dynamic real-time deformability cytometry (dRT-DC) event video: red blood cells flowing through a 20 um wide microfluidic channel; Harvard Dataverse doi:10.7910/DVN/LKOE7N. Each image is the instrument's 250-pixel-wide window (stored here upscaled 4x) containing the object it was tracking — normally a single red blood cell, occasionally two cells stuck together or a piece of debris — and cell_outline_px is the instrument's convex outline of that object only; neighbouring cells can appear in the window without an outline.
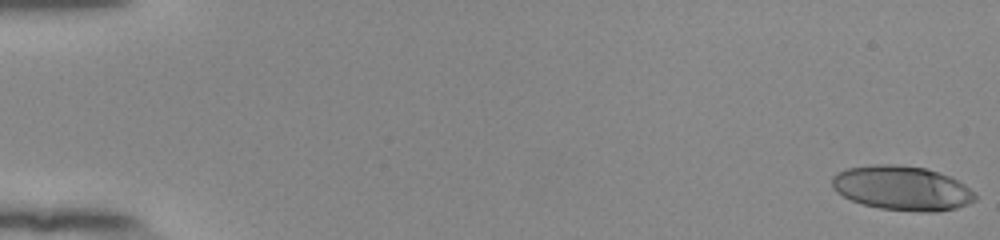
{"species": "human", "species_latin": "Homo sapiens", "temperature_condition": "room temperature", "stored_images_in_passage": 54, "camera_frame_rate_fps": 3000, "um_per_image_px": 0.085, "donor": {"sex": "female"}, "frame": {"image": 1, "passage_image": 1, "time_ms": 0.0, "image_size_px": [1000, 240], "cell_outline_px": [[976, 200], [968, 204], [956, 208], [936, 212], [920, 212], [880, 208], [864, 204], [852, 200], [836, 192], [832, 188], [832, 176], [836, 172], [848, 168], [872, 164], [896, 164], [924, 168], [948, 176], [964, 184], [976, 196]], "centroid_in_image_um": [76.64, 15.99], "position_along_channel_um": 8.4, "area_um2": 36.88}}
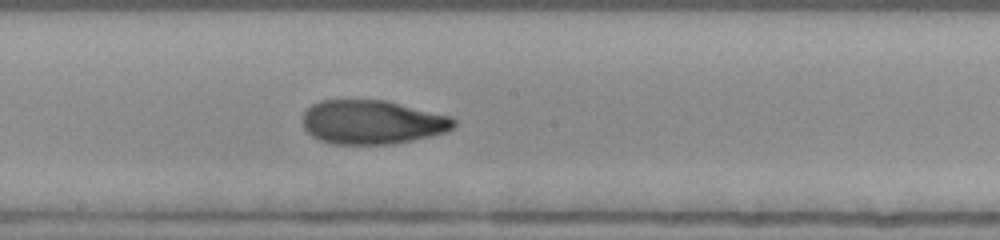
{"frame": {"image": 2, "passage_image": 31, "time_ms": 10.0, "image_size_px": [1000, 240], "cell_outline_px": [[456, 124], [452, 128], [444, 132], [412, 140], [392, 144], [332, 144], [320, 140], [312, 136], [304, 128], [304, 112], [312, 104], [320, 100], [384, 100], [452, 116], [456, 120]], "centroid_in_image_um": [31.63, 10.38], "position_along_channel_um": 216.6, "area_um2": 38.61}}
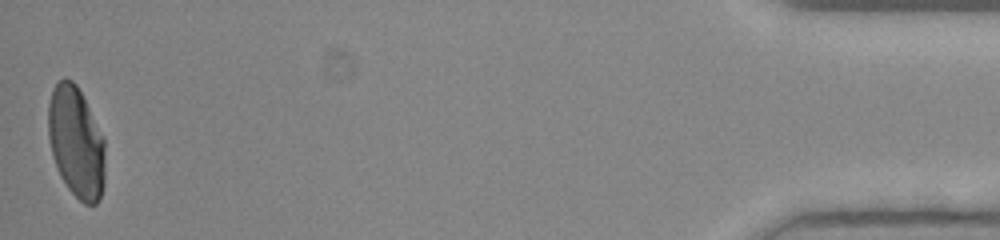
{"frame": {"image": 3, "passage_image": 54, "time_ms": 17.667, "image_size_px": [1000, 240], "cell_outline_px": [[104, 184], [100, 200], [96, 204], [84, 204], [68, 188], [60, 176], [52, 152], [48, 136], [48, 104], [52, 88], [64, 76], [72, 80], [76, 84], [104, 136]], "centroid_in_image_um": [6.47, 12.08], "position_along_channel_um": 428.7, "area_um2": 36.88}, "authors_computed_cell_mechanics": {"area_um2": 38.0324, "velocity_mm_per_s": 3.8913, "shape_relaxation_time_tau1_ms": 5.6323, "shape_relaxation_time_tau2_ms": 1.4799, "deformation_change_tau1": 0.2222, "deformation_change_tau2": 0.0703}}